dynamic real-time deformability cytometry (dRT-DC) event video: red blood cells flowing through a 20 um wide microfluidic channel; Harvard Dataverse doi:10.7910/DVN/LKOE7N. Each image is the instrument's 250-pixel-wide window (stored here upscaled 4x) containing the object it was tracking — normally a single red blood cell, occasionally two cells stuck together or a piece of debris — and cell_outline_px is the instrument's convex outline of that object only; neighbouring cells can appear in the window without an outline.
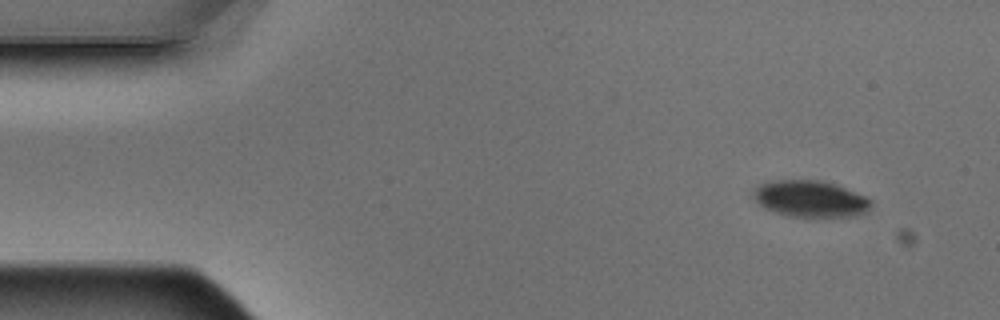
{"species": "Egyptian fruit bat (a non-hibernating species)", "species_latin": "Rousettus aegyptiacus", "temperature_condition": "warm", "stored_images_in_passage": 4, "camera_frame_rate_fps": 3000, "um_per_image_px": 0.085, "animal": {"sex": "male"}, "frame": {"image": 1, "passage_image": 1, "time_ms": 0.0, "image_size_px": [1000, 320], "cell_outline_px": [[872, 204], [868, 212], [856, 216], [792, 216], [776, 212], [760, 204], [752, 196], [752, 188], [760, 184], [772, 180], [820, 180], [836, 184], [864, 196], [872, 200]], "centroid_in_image_um": [68.89, 16.88], "position_along_channel_um": 16.1, "area_um2": 24.91}}
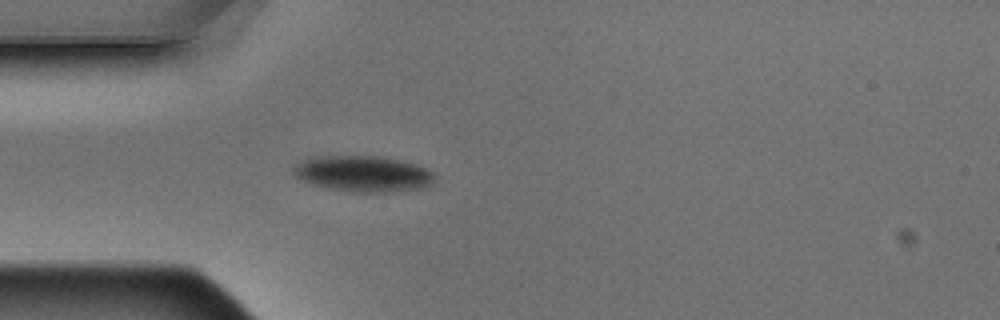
{"frame": {"image": 2, "passage_image": 4, "time_ms": 1.0, "image_size_px": [1000, 320], "cell_outline_px": [[436, 184], [424, 188], [396, 192], [352, 192], [328, 188], [312, 184], [296, 176], [292, 172], [292, 168], [300, 160], [308, 156], [380, 156], [400, 160], [416, 164], [432, 172], [436, 176]], "centroid_in_image_um": [30.9, 14.77], "position_along_channel_um": 54.1, "area_um2": 30.11}}